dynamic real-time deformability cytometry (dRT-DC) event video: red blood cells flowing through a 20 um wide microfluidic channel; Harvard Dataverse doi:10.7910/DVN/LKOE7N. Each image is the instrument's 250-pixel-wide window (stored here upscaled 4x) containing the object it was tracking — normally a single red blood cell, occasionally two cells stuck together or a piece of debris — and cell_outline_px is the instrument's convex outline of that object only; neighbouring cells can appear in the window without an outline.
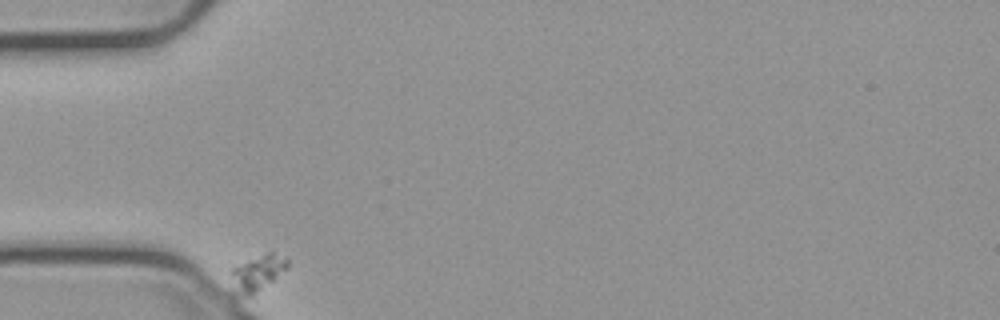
{"species": "common noctule bat (a hibernating species)", "species_latin": "Nyctalus noctula", "temperature_condition": "cold", "stored_images_in_passage": 40, "camera_frame_rate_fps": 3000, "um_per_image_px": 0.085, "animal": {"sex": "male", "body_mass_g": 23.1, "forearm_length_mm": 52.7}, "frame": {"image": 1, "passage_image": 1, "time_ms": 0.0, "image_size_px": [1000, 320], "cell_outline_px": [[288, 268], [252, 296], [232, 296], [228, 292], [232, 268], [268, 252], [272, 252], [288, 260]], "centroid_in_image_um": [21.77, 23.3], "position_along_channel_um": 63.2, "area_um2": 12.02}}
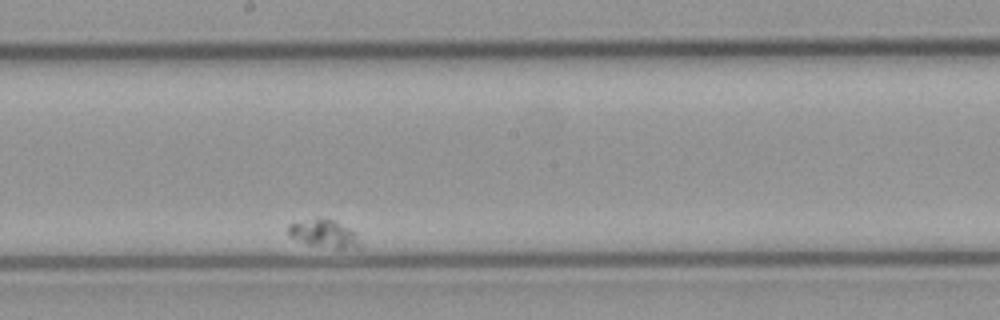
{"frame": {"image": 2, "passage_image": 23, "time_ms": 7.333, "image_size_px": [1000, 320], "cell_outline_px": [[364, 244], [360, 248], [336, 248], [308, 244], [288, 236], [288, 224], [316, 220], [332, 220], [356, 232]], "centroid_in_image_um": [27.62, 19.92], "position_along_channel_um": 220.6, "area_um2": 11.27}}
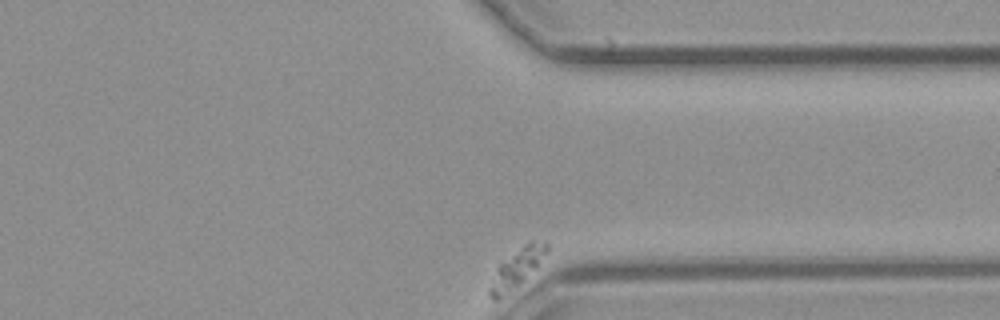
{"frame": {"image": 3, "passage_image": 40, "time_ms": 13.0, "image_size_px": [1000, 320], "cell_outline_px": [[548, 252], [516, 284], [496, 300], [492, 300], [488, 296], [488, 288], [496, 268], [500, 264], [524, 244], [532, 240], [548, 244]], "centroid_in_image_um": [43.86, 22.77], "position_along_channel_um": 367.5, "area_um2": 11.68}}